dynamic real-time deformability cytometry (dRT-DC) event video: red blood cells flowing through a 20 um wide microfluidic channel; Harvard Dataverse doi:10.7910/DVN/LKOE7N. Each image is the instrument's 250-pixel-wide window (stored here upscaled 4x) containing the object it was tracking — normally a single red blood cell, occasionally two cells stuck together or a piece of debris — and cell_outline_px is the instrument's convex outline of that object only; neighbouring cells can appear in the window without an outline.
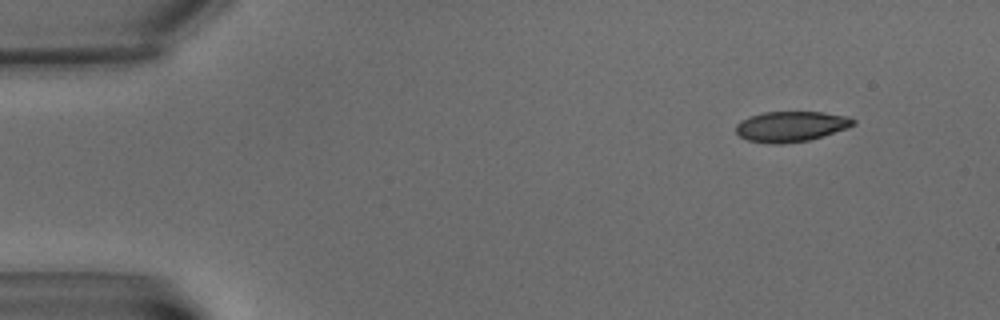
{"species": "common noctule bat (a hibernating species)", "species_latin": "Nyctalus noctula", "temperature_condition": "warm", "stored_images_in_passage": 5, "camera_frame_rate_fps": 3000, "um_per_image_px": 0.085, "animal": {"sex": "male", "body_mass_g": 15.6}, "frame": {"image": 1, "passage_image": 1, "time_ms": 0.0, "image_size_px": [1000, 320], "cell_outline_px": [[856, 124], [848, 128], [824, 136], [808, 140], [780, 144], [768, 144], [748, 140], [740, 136], [736, 132], [736, 124], [740, 120], [764, 112], [824, 112], [848, 116], [856, 120]], "centroid_in_image_um": [67.26, 10.75], "position_along_channel_um": 17.7, "area_um2": 20.92}}
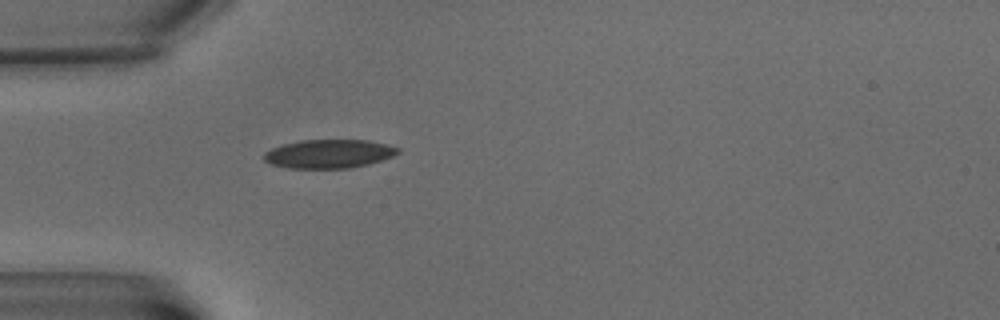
{"frame": {"image": 2, "passage_image": 5, "time_ms": 4.667, "image_size_px": [1000, 320], "cell_outline_px": [[400, 152], [392, 156], [368, 164], [348, 168], [288, 168], [272, 164], [264, 160], [264, 152], [272, 148], [284, 144], [300, 140], [368, 140], [388, 144], [400, 148]], "centroid_in_image_um": [27.97, 13.07], "position_along_channel_um": 57.0, "area_um2": 22.31}}